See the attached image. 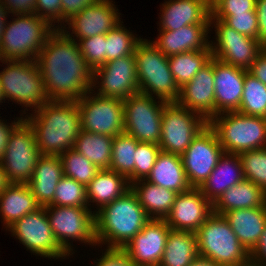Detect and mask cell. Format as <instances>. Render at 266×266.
<instances>
[{
    "instance_id": "cell-1",
    "label": "cell",
    "mask_w": 266,
    "mask_h": 266,
    "mask_svg": "<svg viewBox=\"0 0 266 266\" xmlns=\"http://www.w3.org/2000/svg\"><path fill=\"white\" fill-rule=\"evenodd\" d=\"M55 28L37 55L36 62L51 101L77 102L92 90V70L73 35L62 29L64 26Z\"/></svg>"
},
{
    "instance_id": "cell-2",
    "label": "cell",
    "mask_w": 266,
    "mask_h": 266,
    "mask_svg": "<svg viewBox=\"0 0 266 266\" xmlns=\"http://www.w3.org/2000/svg\"><path fill=\"white\" fill-rule=\"evenodd\" d=\"M24 118L33 128L41 155H57L73 149L81 131L76 102L50 101Z\"/></svg>"
},
{
    "instance_id": "cell-3",
    "label": "cell",
    "mask_w": 266,
    "mask_h": 266,
    "mask_svg": "<svg viewBox=\"0 0 266 266\" xmlns=\"http://www.w3.org/2000/svg\"><path fill=\"white\" fill-rule=\"evenodd\" d=\"M95 239L107 248H124L150 220L132 189L94 213Z\"/></svg>"
},
{
    "instance_id": "cell-4",
    "label": "cell",
    "mask_w": 266,
    "mask_h": 266,
    "mask_svg": "<svg viewBox=\"0 0 266 266\" xmlns=\"http://www.w3.org/2000/svg\"><path fill=\"white\" fill-rule=\"evenodd\" d=\"M198 254L220 266H249L250 253L223 215L212 213L196 231Z\"/></svg>"
},
{
    "instance_id": "cell-5",
    "label": "cell",
    "mask_w": 266,
    "mask_h": 266,
    "mask_svg": "<svg viewBox=\"0 0 266 266\" xmlns=\"http://www.w3.org/2000/svg\"><path fill=\"white\" fill-rule=\"evenodd\" d=\"M134 57L139 92L151 97L155 94L158 100L176 103L180 89L170 71L168 57L152 41L142 38L135 47Z\"/></svg>"
},
{
    "instance_id": "cell-6",
    "label": "cell",
    "mask_w": 266,
    "mask_h": 266,
    "mask_svg": "<svg viewBox=\"0 0 266 266\" xmlns=\"http://www.w3.org/2000/svg\"><path fill=\"white\" fill-rule=\"evenodd\" d=\"M17 16L6 24L0 45V61H36L46 39L56 28L36 14Z\"/></svg>"
},
{
    "instance_id": "cell-7",
    "label": "cell",
    "mask_w": 266,
    "mask_h": 266,
    "mask_svg": "<svg viewBox=\"0 0 266 266\" xmlns=\"http://www.w3.org/2000/svg\"><path fill=\"white\" fill-rule=\"evenodd\" d=\"M208 126L215 132L224 153L239 154L266 147V118L226 112L213 117Z\"/></svg>"
},
{
    "instance_id": "cell-8",
    "label": "cell",
    "mask_w": 266,
    "mask_h": 266,
    "mask_svg": "<svg viewBox=\"0 0 266 266\" xmlns=\"http://www.w3.org/2000/svg\"><path fill=\"white\" fill-rule=\"evenodd\" d=\"M8 63L0 72L3 98L11 99L33 111L51 100L48 97L39 66L34 60L1 61Z\"/></svg>"
},
{
    "instance_id": "cell-9",
    "label": "cell",
    "mask_w": 266,
    "mask_h": 266,
    "mask_svg": "<svg viewBox=\"0 0 266 266\" xmlns=\"http://www.w3.org/2000/svg\"><path fill=\"white\" fill-rule=\"evenodd\" d=\"M40 155L34 130L23 119L11 132L1 159L8 183L27 184Z\"/></svg>"
},
{
    "instance_id": "cell-10",
    "label": "cell",
    "mask_w": 266,
    "mask_h": 266,
    "mask_svg": "<svg viewBox=\"0 0 266 266\" xmlns=\"http://www.w3.org/2000/svg\"><path fill=\"white\" fill-rule=\"evenodd\" d=\"M207 126L201 115L177 103H168L162 111L159 147L163 152L182 155Z\"/></svg>"
},
{
    "instance_id": "cell-11",
    "label": "cell",
    "mask_w": 266,
    "mask_h": 266,
    "mask_svg": "<svg viewBox=\"0 0 266 266\" xmlns=\"http://www.w3.org/2000/svg\"><path fill=\"white\" fill-rule=\"evenodd\" d=\"M153 97L138 92L124 99V132L139 142L159 145L162 111L168 103Z\"/></svg>"
},
{
    "instance_id": "cell-12",
    "label": "cell",
    "mask_w": 266,
    "mask_h": 266,
    "mask_svg": "<svg viewBox=\"0 0 266 266\" xmlns=\"http://www.w3.org/2000/svg\"><path fill=\"white\" fill-rule=\"evenodd\" d=\"M49 224L60 247L69 255L72 253L69 239L97 245L95 239L94 212L88 207L45 206Z\"/></svg>"
},
{
    "instance_id": "cell-13",
    "label": "cell",
    "mask_w": 266,
    "mask_h": 266,
    "mask_svg": "<svg viewBox=\"0 0 266 266\" xmlns=\"http://www.w3.org/2000/svg\"><path fill=\"white\" fill-rule=\"evenodd\" d=\"M91 93L90 90L76 102L81 116V129L112 137L123 133L124 100L97 94L92 96Z\"/></svg>"
},
{
    "instance_id": "cell-14",
    "label": "cell",
    "mask_w": 266,
    "mask_h": 266,
    "mask_svg": "<svg viewBox=\"0 0 266 266\" xmlns=\"http://www.w3.org/2000/svg\"><path fill=\"white\" fill-rule=\"evenodd\" d=\"M7 229L36 255L49 259L69 256L54 237L45 206L16 220Z\"/></svg>"
},
{
    "instance_id": "cell-15",
    "label": "cell",
    "mask_w": 266,
    "mask_h": 266,
    "mask_svg": "<svg viewBox=\"0 0 266 266\" xmlns=\"http://www.w3.org/2000/svg\"><path fill=\"white\" fill-rule=\"evenodd\" d=\"M212 24L215 26L217 39L216 45L212 41L210 43L212 57L248 70L265 47L258 39L240 34L221 20L210 19V26Z\"/></svg>"
},
{
    "instance_id": "cell-16",
    "label": "cell",
    "mask_w": 266,
    "mask_h": 266,
    "mask_svg": "<svg viewBox=\"0 0 266 266\" xmlns=\"http://www.w3.org/2000/svg\"><path fill=\"white\" fill-rule=\"evenodd\" d=\"M224 154L215 132L207 126L181 155L188 183L199 188L217 166Z\"/></svg>"
},
{
    "instance_id": "cell-17",
    "label": "cell",
    "mask_w": 266,
    "mask_h": 266,
    "mask_svg": "<svg viewBox=\"0 0 266 266\" xmlns=\"http://www.w3.org/2000/svg\"><path fill=\"white\" fill-rule=\"evenodd\" d=\"M98 79L101 80V83L96 86L100 82ZM94 87H100L99 92L95 93L97 95L117 97L123 100L138 93L139 84L134 54L106 62L93 70L91 91H94Z\"/></svg>"
},
{
    "instance_id": "cell-18",
    "label": "cell",
    "mask_w": 266,
    "mask_h": 266,
    "mask_svg": "<svg viewBox=\"0 0 266 266\" xmlns=\"http://www.w3.org/2000/svg\"><path fill=\"white\" fill-rule=\"evenodd\" d=\"M213 213V204L199 188L191 187L178 193L164 219L172 230L196 232Z\"/></svg>"
},
{
    "instance_id": "cell-19",
    "label": "cell",
    "mask_w": 266,
    "mask_h": 266,
    "mask_svg": "<svg viewBox=\"0 0 266 266\" xmlns=\"http://www.w3.org/2000/svg\"><path fill=\"white\" fill-rule=\"evenodd\" d=\"M170 230L164 219H150L123 249L134 265L160 264Z\"/></svg>"
},
{
    "instance_id": "cell-20",
    "label": "cell",
    "mask_w": 266,
    "mask_h": 266,
    "mask_svg": "<svg viewBox=\"0 0 266 266\" xmlns=\"http://www.w3.org/2000/svg\"><path fill=\"white\" fill-rule=\"evenodd\" d=\"M214 57L190 82L180 88L177 104L201 115L207 122L215 117Z\"/></svg>"
},
{
    "instance_id": "cell-21",
    "label": "cell",
    "mask_w": 266,
    "mask_h": 266,
    "mask_svg": "<svg viewBox=\"0 0 266 266\" xmlns=\"http://www.w3.org/2000/svg\"><path fill=\"white\" fill-rule=\"evenodd\" d=\"M111 0H98L94 4L85 7L80 13L73 15L66 22L71 34L81 40L96 35L106 34L114 29L120 20V13Z\"/></svg>"
},
{
    "instance_id": "cell-22",
    "label": "cell",
    "mask_w": 266,
    "mask_h": 266,
    "mask_svg": "<svg viewBox=\"0 0 266 266\" xmlns=\"http://www.w3.org/2000/svg\"><path fill=\"white\" fill-rule=\"evenodd\" d=\"M246 70L214 58L215 116L239 110Z\"/></svg>"
},
{
    "instance_id": "cell-23",
    "label": "cell",
    "mask_w": 266,
    "mask_h": 266,
    "mask_svg": "<svg viewBox=\"0 0 266 266\" xmlns=\"http://www.w3.org/2000/svg\"><path fill=\"white\" fill-rule=\"evenodd\" d=\"M210 24L186 25L178 30H160L158 39L152 43L166 57L188 51H202L209 45Z\"/></svg>"
},
{
    "instance_id": "cell-24",
    "label": "cell",
    "mask_w": 266,
    "mask_h": 266,
    "mask_svg": "<svg viewBox=\"0 0 266 266\" xmlns=\"http://www.w3.org/2000/svg\"><path fill=\"white\" fill-rule=\"evenodd\" d=\"M160 30H178L186 25L210 24L208 0H169L162 4Z\"/></svg>"
},
{
    "instance_id": "cell-25",
    "label": "cell",
    "mask_w": 266,
    "mask_h": 266,
    "mask_svg": "<svg viewBox=\"0 0 266 266\" xmlns=\"http://www.w3.org/2000/svg\"><path fill=\"white\" fill-rule=\"evenodd\" d=\"M63 176L64 171L59 156H39L33 175L27 184L41 207L53 201L57 184Z\"/></svg>"
},
{
    "instance_id": "cell-26",
    "label": "cell",
    "mask_w": 266,
    "mask_h": 266,
    "mask_svg": "<svg viewBox=\"0 0 266 266\" xmlns=\"http://www.w3.org/2000/svg\"><path fill=\"white\" fill-rule=\"evenodd\" d=\"M243 180L244 175L239 155L224 153L199 189L203 196L214 204L228 188Z\"/></svg>"
},
{
    "instance_id": "cell-27",
    "label": "cell",
    "mask_w": 266,
    "mask_h": 266,
    "mask_svg": "<svg viewBox=\"0 0 266 266\" xmlns=\"http://www.w3.org/2000/svg\"><path fill=\"white\" fill-rule=\"evenodd\" d=\"M240 243L250 253L266 226V204L262 207L235 209L223 215Z\"/></svg>"
},
{
    "instance_id": "cell-28",
    "label": "cell",
    "mask_w": 266,
    "mask_h": 266,
    "mask_svg": "<svg viewBox=\"0 0 266 266\" xmlns=\"http://www.w3.org/2000/svg\"><path fill=\"white\" fill-rule=\"evenodd\" d=\"M146 181L176 193L189 190L181 155L161 151Z\"/></svg>"
},
{
    "instance_id": "cell-29",
    "label": "cell",
    "mask_w": 266,
    "mask_h": 266,
    "mask_svg": "<svg viewBox=\"0 0 266 266\" xmlns=\"http://www.w3.org/2000/svg\"><path fill=\"white\" fill-rule=\"evenodd\" d=\"M40 207L28 184L9 183L0 194V213L5 228Z\"/></svg>"
},
{
    "instance_id": "cell-30",
    "label": "cell",
    "mask_w": 266,
    "mask_h": 266,
    "mask_svg": "<svg viewBox=\"0 0 266 266\" xmlns=\"http://www.w3.org/2000/svg\"><path fill=\"white\" fill-rule=\"evenodd\" d=\"M266 204V193L253 182L244 179L228 188L213 204V212L224 215L235 209L262 207Z\"/></svg>"
},
{
    "instance_id": "cell-31",
    "label": "cell",
    "mask_w": 266,
    "mask_h": 266,
    "mask_svg": "<svg viewBox=\"0 0 266 266\" xmlns=\"http://www.w3.org/2000/svg\"><path fill=\"white\" fill-rule=\"evenodd\" d=\"M130 189L131 184L127 177L111 169H100L94 179L86 186L88 205L90 206L89 202H96L100 209Z\"/></svg>"
},
{
    "instance_id": "cell-32",
    "label": "cell",
    "mask_w": 266,
    "mask_h": 266,
    "mask_svg": "<svg viewBox=\"0 0 266 266\" xmlns=\"http://www.w3.org/2000/svg\"><path fill=\"white\" fill-rule=\"evenodd\" d=\"M131 189L150 219H165L178 194L145 179L131 183Z\"/></svg>"
},
{
    "instance_id": "cell-33",
    "label": "cell",
    "mask_w": 266,
    "mask_h": 266,
    "mask_svg": "<svg viewBox=\"0 0 266 266\" xmlns=\"http://www.w3.org/2000/svg\"><path fill=\"white\" fill-rule=\"evenodd\" d=\"M198 256L196 232L171 229L160 265L189 266Z\"/></svg>"
},
{
    "instance_id": "cell-34",
    "label": "cell",
    "mask_w": 266,
    "mask_h": 266,
    "mask_svg": "<svg viewBox=\"0 0 266 266\" xmlns=\"http://www.w3.org/2000/svg\"><path fill=\"white\" fill-rule=\"evenodd\" d=\"M113 139L114 137L109 135H100L81 129L73 149L84 155L99 169H109Z\"/></svg>"
},
{
    "instance_id": "cell-35",
    "label": "cell",
    "mask_w": 266,
    "mask_h": 266,
    "mask_svg": "<svg viewBox=\"0 0 266 266\" xmlns=\"http://www.w3.org/2000/svg\"><path fill=\"white\" fill-rule=\"evenodd\" d=\"M211 59L210 45L202 51H188L169 56V68L179 89L190 82Z\"/></svg>"
},
{
    "instance_id": "cell-36",
    "label": "cell",
    "mask_w": 266,
    "mask_h": 266,
    "mask_svg": "<svg viewBox=\"0 0 266 266\" xmlns=\"http://www.w3.org/2000/svg\"><path fill=\"white\" fill-rule=\"evenodd\" d=\"M138 142L125 132L116 135L112 142V158L109 169L127 177L130 184L135 182L134 160Z\"/></svg>"
},
{
    "instance_id": "cell-37",
    "label": "cell",
    "mask_w": 266,
    "mask_h": 266,
    "mask_svg": "<svg viewBox=\"0 0 266 266\" xmlns=\"http://www.w3.org/2000/svg\"><path fill=\"white\" fill-rule=\"evenodd\" d=\"M244 115L266 118V85L246 70L239 110Z\"/></svg>"
},
{
    "instance_id": "cell-38",
    "label": "cell",
    "mask_w": 266,
    "mask_h": 266,
    "mask_svg": "<svg viewBox=\"0 0 266 266\" xmlns=\"http://www.w3.org/2000/svg\"><path fill=\"white\" fill-rule=\"evenodd\" d=\"M64 176L73 178L78 183L87 186L100 170L84 155L74 149H69L60 156Z\"/></svg>"
},
{
    "instance_id": "cell-39",
    "label": "cell",
    "mask_w": 266,
    "mask_h": 266,
    "mask_svg": "<svg viewBox=\"0 0 266 266\" xmlns=\"http://www.w3.org/2000/svg\"><path fill=\"white\" fill-rule=\"evenodd\" d=\"M140 38V39H139ZM135 37L120 23L106 33V62L134 54L141 37Z\"/></svg>"
},
{
    "instance_id": "cell-40",
    "label": "cell",
    "mask_w": 266,
    "mask_h": 266,
    "mask_svg": "<svg viewBox=\"0 0 266 266\" xmlns=\"http://www.w3.org/2000/svg\"><path fill=\"white\" fill-rule=\"evenodd\" d=\"M86 186L73 178L63 176L57 184L54 199L49 205L88 207Z\"/></svg>"
},
{
    "instance_id": "cell-41",
    "label": "cell",
    "mask_w": 266,
    "mask_h": 266,
    "mask_svg": "<svg viewBox=\"0 0 266 266\" xmlns=\"http://www.w3.org/2000/svg\"><path fill=\"white\" fill-rule=\"evenodd\" d=\"M244 179L259 186L266 193V147L240 152Z\"/></svg>"
},
{
    "instance_id": "cell-42",
    "label": "cell",
    "mask_w": 266,
    "mask_h": 266,
    "mask_svg": "<svg viewBox=\"0 0 266 266\" xmlns=\"http://www.w3.org/2000/svg\"><path fill=\"white\" fill-rule=\"evenodd\" d=\"M78 46L87 66L92 71L106 63V34L78 40Z\"/></svg>"
},
{
    "instance_id": "cell-43",
    "label": "cell",
    "mask_w": 266,
    "mask_h": 266,
    "mask_svg": "<svg viewBox=\"0 0 266 266\" xmlns=\"http://www.w3.org/2000/svg\"><path fill=\"white\" fill-rule=\"evenodd\" d=\"M161 152L159 145L138 142L135 152V182L144 180L150 174L158 154Z\"/></svg>"
},
{
    "instance_id": "cell-44",
    "label": "cell",
    "mask_w": 266,
    "mask_h": 266,
    "mask_svg": "<svg viewBox=\"0 0 266 266\" xmlns=\"http://www.w3.org/2000/svg\"><path fill=\"white\" fill-rule=\"evenodd\" d=\"M210 19L223 21L240 34L258 39V20L256 13H235V15H211Z\"/></svg>"
},
{
    "instance_id": "cell-45",
    "label": "cell",
    "mask_w": 266,
    "mask_h": 266,
    "mask_svg": "<svg viewBox=\"0 0 266 266\" xmlns=\"http://www.w3.org/2000/svg\"><path fill=\"white\" fill-rule=\"evenodd\" d=\"M256 0H219L212 8L211 15H235V13H256Z\"/></svg>"
},
{
    "instance_id": "cell-46",
    "label": "cell",
    "mask_w": 266,
    "mask_h": 266,
    "mask_svg": "<svg viewBox=\"0 0 266 266\" xmlns=\"http://www.w3.org/2000/svg\"><path fill=\"white\" fill-rule=\"evenodd\" d=\"M35 14L45 19L53 28L52 23H62V3L61 0H37L35 6Z\"/></svg>"
},
{
    "instance_id": "cell-47",
    "label": "cell",
    "mask_w": 266,
    "mask_h": 266,
    "mask_svg": "<svg viewBox=\"0 0 266 266\" xmlns=\"http://www.w3.org/2000/svg\"><path fill=\"white\" fill-rule=\"evenodd\" d=\"M96 266H135L123 248H107Z\"/></svg>"
},
{
    "instance_id": "cell-48",
    "label": "cell",
    "mask_w": 266,
    "mask_h": 266,
    "mask_svg": "<svg viewBox=\"0 0 266 266\" xmlns=\"http://www.w3.org/2000/svg\"><path fill=\"white\" fill-rule=\"evenodd\" d=\"M98 0H61L62 22H66L73 15L80 13L85 7L94 4Z\"/></svg>"
},
{
    "instance_id": "cell-49",
    "label": "cell",
    "mask_w": 266,
    "mask_h": 266,
    "mask_svg": "<svg viewBox=\"0 0 266 266\" xmlns=\"http://www.w3.org/2000/svg\"><path fill=\"white\" fill-rule=\"evenodd\" d=\"M10 13L15 14H35L37 0H0Z\"/></svg>"
},
{
    "instance_id": "cell-50",
    "label": "cell",
    "mask_w": 266,
    "mask_h": 266,
    "mask_svg": "<svg viewBox=\"0 0 266 266\" xmlns=\"http://www.w3.org/2000/svg\"><path fill=\"white\" fill-rule=\"evenodd\" d=\"M255 11L258 20V40L266 47V0H256Z\"/></svg>"
},
{
    "instance_id": "cell-51",
    "label": "cell",
    "mask_w": 266,
    "mask_h": 266,
    "mask_svg": "<svg viewBox=\"0 0 266 266\" xmlns=\"http://www.w3.org/2000/svg\"><path fill=\"white\" fill-rule=\"evenodd\" d=\"M248 72L266 85V47L258 54Z\"/></svg>"
},
{
    "instance_id": "cell-52",
    "label": "cell",
    "mask_w": 266,
    "mask_h": 266,
    "mask_svg": "<svg viewBox=\"0 0 266 266\" xmlns=\"http://www.w3.org/2000/svg\"><path fill=\"white\" fill-rule=\"evenodd\" d=\"M251 264L266 266V226L257 246L250 252Z\"/></svg>"
},
{
    "instance_id": "cell-53",
    "label": "cell",
    "mask_w": 266,
    "mask_h": 266,
    "mask_svg": "<svg viewBox=\"0 0 266 266\" xmlns=\"http://www.w3.org/2000/svg\"><path fill=\"white\" fill-rule=\"evenodd\" d=\"M17 119H18L17 122L14 121V123L12 122V124L10 125H7L5 122H3L0 119V162L4 156L6 145H7L11 132L24 119V117L17 118Z\"/></svg>"
},
{
    "instance_id": "cell-54",
    "label": "cell",
    "mask_w": 266,
    "mask_h": 266,
    "mask_svg": "<svg viewBox=\"0 0 266 266\" xmlns=\"http://www.w3.org/2000/svg\"><path fill=\"white\" fill-rule=\"evenodd\" d=\"M7 7L0 1V45H1V40H2V36L6 27V18L7 14L10 13L9 11H7ZM5 21V22H4Z\"/></svg>"
},
{
    "instance_id": "cell-55",
    "label": "cell",
    "mask_w": 266,
    "mask_h": 266,
    "mask_svg": "<svg viewBox=\"0 0 266 266\" xmlns=\"http://www.w3.org/2000/svg\"><path fill=\"white\" fill-rule=\"evenodd\" d=\"M189 266H220V265L209 258L199 255Z\"/></svg>"
},
{
    "instance_id": "cell-56",
    "label": "cell",
    "mask_w": 266,
    "mask_h": 266,
    "mask_svg": "<svg viewBox=\"0 0 266 266\" xmlns=\"http://www.w3.org/2000/svg\"><path fill=\"white\" fill-rule=\"evenodd\" d=\"M8 180L6 179L4 169L2 167V164L0 162V194L3 192V190L6 188L8 185Z\"/></svg>"
},
{
    "instance_id": "cell-57",
    "label": "cell",
    "mask_w": 266,
    "mask_h": 266,
    "mask_svg": "<svg viewBox=\"0 0 266 266\" xmlns=\"http://www.w3.org/2000/svg\"><path fill=\"white\" fill-rule=\"evenodd\" d=\"M219 0H208L210 8H212Z\"/></svg>"
},
{
    "instance_id": "cell-58",
    "label": "cell",
    "mask_w": 266,
    "mask_h": 266,
    "mask_svg": "<svg viewBox=\"0 0 266 266\" xmlns=\"http://www.w3.org/2000/svg\"><path fill=\"white\" fill-rule=\"evenodd\" d=\"M4 100L0 83V103Z\"/></svg>"
},
{
    "instance_id": "cell-59",
    "label": "cell",
    "mask_w": 266,
    "mask_h": 266,
    "mask_svg": "<svg viewBox=\"0 0 266 266\" xmlns=\"http://www.w3.org/2000/svg\"><path fill=\"white\" fill-rule=\"evenodd\" d=\"M135 266H161L160 264H155V265H135Z\"/></svg>"
}]
</instances>
